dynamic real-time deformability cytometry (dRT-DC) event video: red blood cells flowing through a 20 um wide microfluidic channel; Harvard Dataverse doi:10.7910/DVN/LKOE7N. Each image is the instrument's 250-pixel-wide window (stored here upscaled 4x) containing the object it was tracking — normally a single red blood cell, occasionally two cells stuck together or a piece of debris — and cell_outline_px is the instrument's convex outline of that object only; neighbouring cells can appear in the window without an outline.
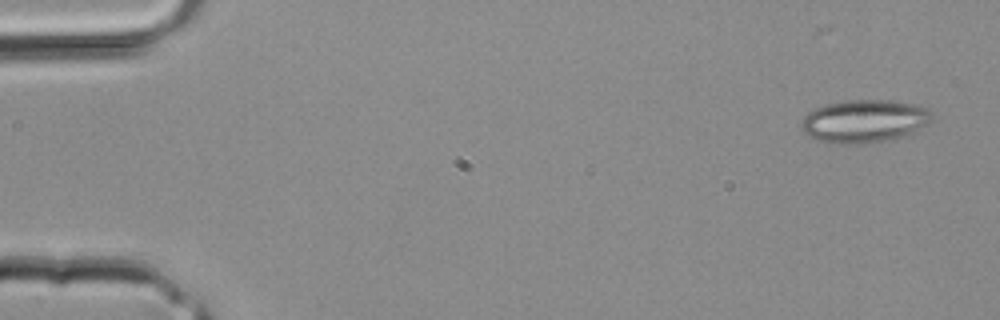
{"species": "common noctule bat (a hibernating species)", "species_latin": "Nyctalus noctula", "temperature_condition": "room temperature", "stored_images_in_passage": 3, "camera_frame_rate_fps": 3000, "um_per_image_px": 0.085, "animal": {"sex": "male", "body_mass_g": 20.4}, "frame": {"image": 1, "passage_image": 1, "time_ms": 0.0, "image_size_px": [1000, 320], "cell_outline_px": [[936, 116], [928, 124], [912, 132], [888, 140], [848, 144], [844, 144], [820, 140], [804, 132], [800, 128], [800, 120], [808, 112], [824, 104], [848, 100], [896, 100], [920, 104], [928, 108]], "centroid_in_image_um": [73.52, 10.25], "position_along_channel_um": 11.5, "area_um2": 32.77}}
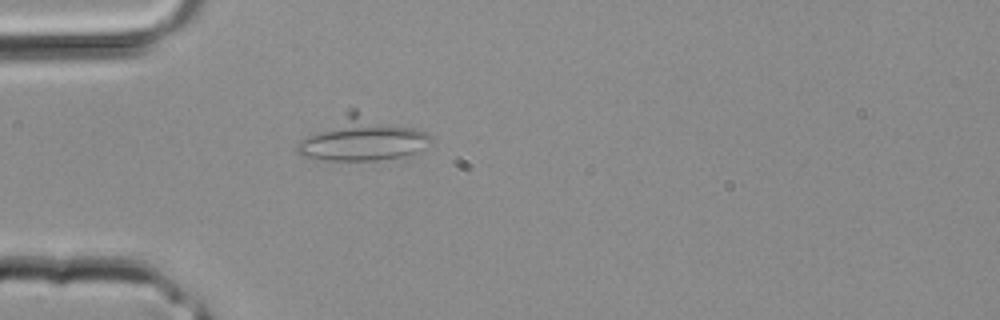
{"frame": {"image": 2, "passage_image": 3, "time_ms": 0.667, "image_size_px": [1000, 320], "cell_outline_px": [[432, 144], [416, 152], [404, 156], [376, 160], [324, 160], [304, 156], [296, 152], [296, 144], [304, 136], [348, 108], [356, 108], [416, 128], [432, 136]], "centroid_in_image_um": [30.77, 11.76], "position_along_channel_um": 54.2, "area_um2": 34.74}}